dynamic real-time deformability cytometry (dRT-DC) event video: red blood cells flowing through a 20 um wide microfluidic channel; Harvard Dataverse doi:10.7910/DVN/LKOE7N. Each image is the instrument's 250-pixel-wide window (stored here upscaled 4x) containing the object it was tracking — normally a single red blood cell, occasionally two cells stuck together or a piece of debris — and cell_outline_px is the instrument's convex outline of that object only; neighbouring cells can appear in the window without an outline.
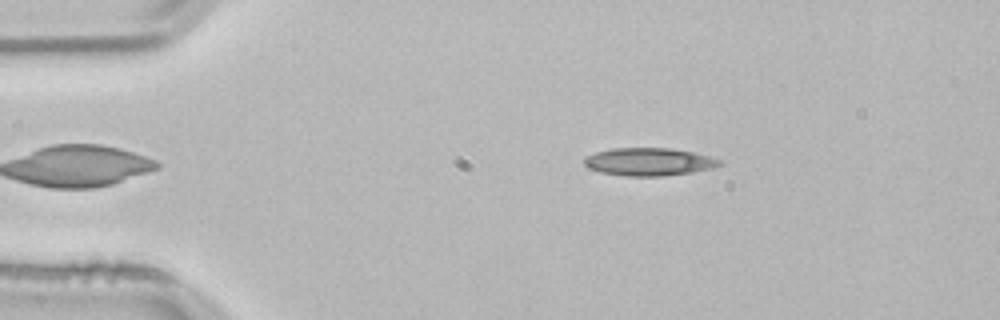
{"species": "common noctule bat (a hibernating species)", "species_latin": "Nyctalus noctula", "temperature_condition": "room temperature", "stored_images_in_passage": 45, "camera_frame_rate_fps": 3000, "um_per_image_px": 0.085, "animal": {"sex": "male", "body_mass_g": 21.5, "forearm_length_mm": 52.0}, "frame": {"image": 1, "passage_image": 2, "time_ms": 0.333, "image_size_px": [1000, 320], "cell_outline_px": [[724, 164], [712, 168], [692, 172], [660, 176], [624, 176], [600, 172], [588, 168], [584, 164], [584, 156], [596, 152], [612, 148], [668, 148], [692, 152], [712, 156], [724, 160]], "centroid_in_image_um": [55.18, 13.75], "position_along_channel_um": 29.8, "area_um2": 22.14}}
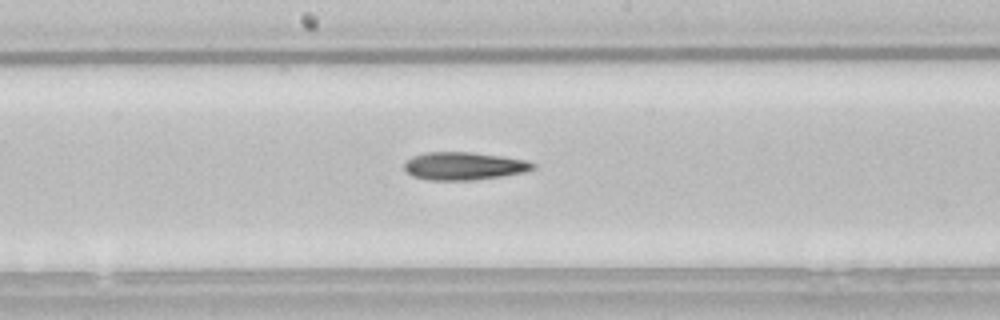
{"frame": {"image": 2, "passage_image": 20, "time_ms": 6.333, "image_size_px": [1000, 320], "cell_outline_px": [[536, 168], [524, 172], [500, 176], [472, 180], [428, 180], [412, 176], [404, 168], [404, 164], [412, 156], [424, 152], [468, 152], [500, 156], [528, 160], [536, 164]], "centroid_in_image_um": [39.43, 14.11], "position_along_channel_um": 208.8, "area_um2": 20.81}}
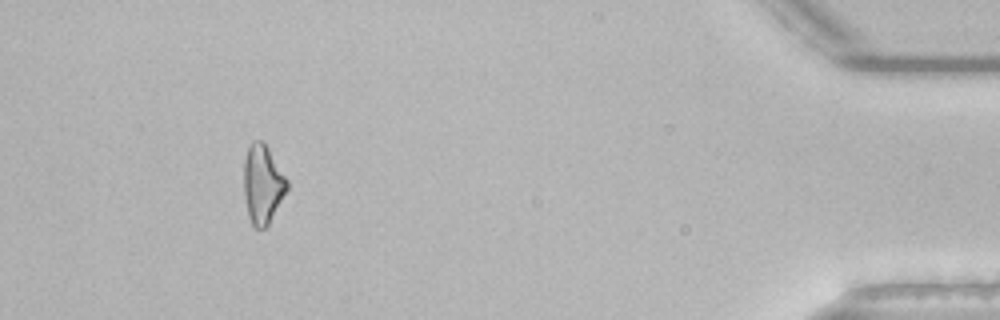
{"frame": {"image": 3, "passage_image": 41, "time_ms": 13.333, "image_size_px": [1000, 320], "cell_outline_px": [[288, 188], [268, 224], [264, 228], [256, 228], [252, 224], [248, 216], [244, 196], [244, 160], [248, 148], [252, 140], [260, 140], [268, 148], [288, 180]], "centroid_in_image_um": [22.31, 15.65], "position_along_channel_um": 412.9, "area_um2": 19.59}, "authors_computed_cell_mechanics": {"area_um2": 20.4034, "velocity_mm_per_s": 3.847, "shape_relaxation_time_tau1_ms": 9.3501, "shape_relaxation_time_tau2_ms": null, "deformation_change_tau1": 0.2088, "deformation_change_tau2": null}}